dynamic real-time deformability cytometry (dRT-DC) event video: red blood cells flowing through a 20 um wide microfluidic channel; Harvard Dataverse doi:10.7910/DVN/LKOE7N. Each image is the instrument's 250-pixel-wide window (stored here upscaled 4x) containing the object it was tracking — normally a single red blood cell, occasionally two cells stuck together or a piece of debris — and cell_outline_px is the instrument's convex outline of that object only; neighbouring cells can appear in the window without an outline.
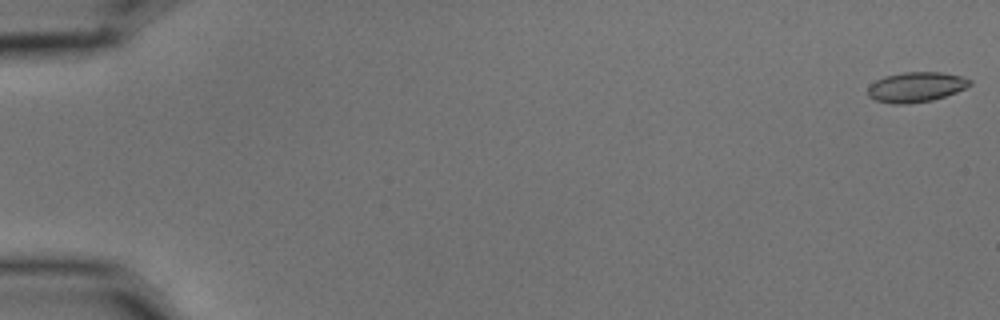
{"species": "common noctule bat (a hibernating species)", "species_latin": "Nyctalus noctula", "temperature_condition": "cold", "stored_images_in_passage": 18, "camera_frame_rate_fps": 3000, "um_per_image_px": 0.085, "animal": {"sex": "male", "body_mass_g": 15.6}, "frame": {"image": 1, "passage_image": 1, "time_ms": 0.0, "image_size_px": [1000, 320], "cell_outline_px": [[972, 84], [956, 92], [932, 100], [908, 104], [892, 104], [876, 100], [868, 96], [868, 88], [876, 80], [884, 76], [904, 72], [944, 72], [960, 76], [972, 80]], "centroid_in_image_um": [77.86, 7.39], "position_along_channel_um": 7.1, "area_um2": 17.8}}
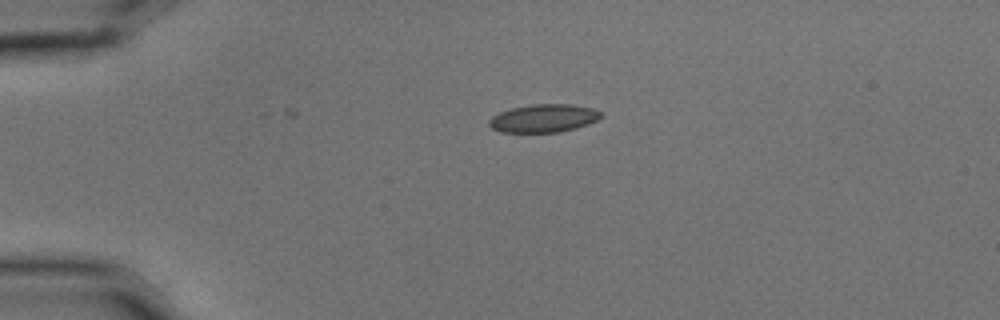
{"frame": {"image": 2, "passage_image": 14, "time_ms": 4.333, "image_size_px": [1000, 320], "cell_outline_px": [[604, 116], [588, 124], [576, 128], [560, 132], [500, 132], [492, 128], [488, 124], [488, 120], [492, 116], [500, 112], [512, 108], [532, 104], [568, 104], [592, 108], [600, 112]], "centroid_in_image_um": [46.2, 10.05], "position_along_channel_um": 38.8, "area_um2": 18.26}}